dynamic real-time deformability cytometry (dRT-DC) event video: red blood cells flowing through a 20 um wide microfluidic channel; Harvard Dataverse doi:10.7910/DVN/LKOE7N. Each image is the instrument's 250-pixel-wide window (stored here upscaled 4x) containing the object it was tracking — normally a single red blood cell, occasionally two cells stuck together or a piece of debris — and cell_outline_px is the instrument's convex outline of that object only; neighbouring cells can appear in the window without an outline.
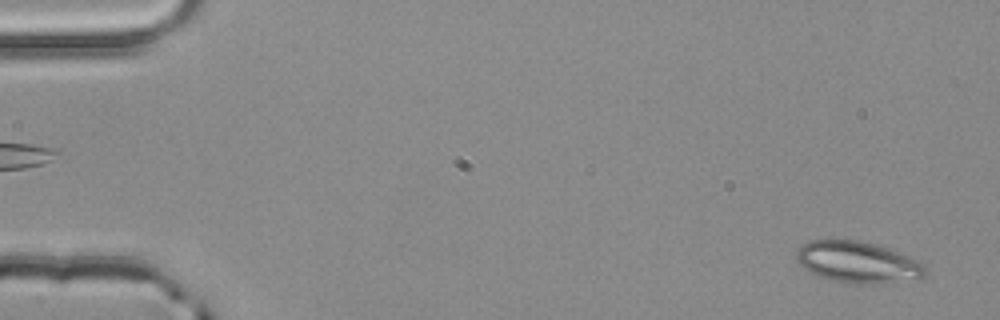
{"species": "common noctule bat (a hibernating species)", "species_latin": "Nyctalus noctula", "temperature_condition": "room temperature", "stored_images_in_passage": 2, "camera_frame_rate_fps": 3000, "um_per_image_px": 0.085, "animal": {"sex": "male", "body_mass_g": 20.4}, "frame": {"image": 1, "passage_image": 2, "time_ms": 0.333, "image_size_px": [1000, 320], "cell_outline_px": [[924, 276], [920, 280], [872, 284], [848, 284], [820, 276], [804, 268], [796, 260], [796, 252], [800, 244], [808, 240], [856, 240], [876, 244], [912, 256], [924, 264]], "centroid_in_image_um": [72.94, 22.29], "position_along_channel_um": 12.1, "area_um2": 31.5}}